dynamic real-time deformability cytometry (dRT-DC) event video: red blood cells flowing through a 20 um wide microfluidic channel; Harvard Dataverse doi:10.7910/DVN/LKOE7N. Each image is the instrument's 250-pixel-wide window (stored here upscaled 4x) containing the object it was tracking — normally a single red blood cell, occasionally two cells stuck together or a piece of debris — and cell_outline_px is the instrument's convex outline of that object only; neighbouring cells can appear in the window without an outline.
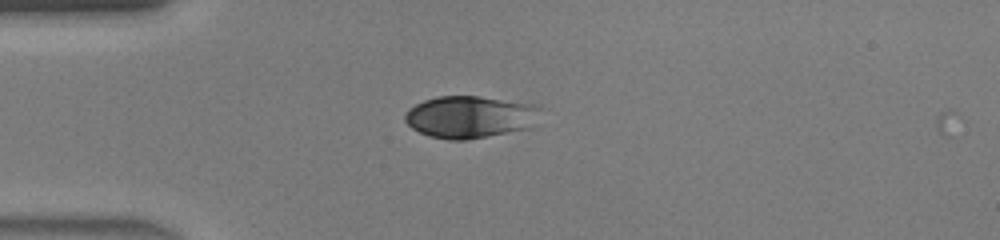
{"species": "human", "species_latin": "Homo sapiens", "temperature_condition": "warm", "stored_images_in_passage": 35, "camera_frame_rate_fps": 3000, "um_per_image_px": 0.085, "donor": {"sex": "male"}, "frame": {"image": 1, "passage_image": 1, "time_ms": 0.0, "image_size_px": [1000, 240], "cell_outline_px": [[540, 108], [532, 128], [464, 140], [448, 140], [428, 136], [412, 128], [404, 120], [404, 116], [408, 108], [424, 100], [436, 96], [480, 96], [540, 104]], "centroid_in_image_um": [39.96, 9.93], "position_along_channel_um": 45.0, "area_um2": 33.58}}
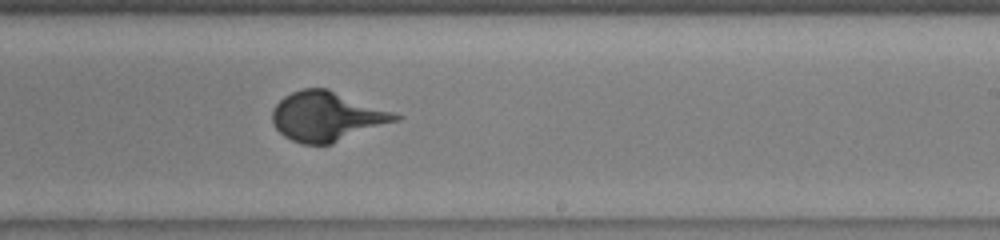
{"frame": {"image": 2, "passage_image": 17, "time_ms": 5.333, "image_size_px": [1000, 240], "cell_outline_px": [[400, 120], [332, 144], [304, 144], [292, 140], [284, 136], [272, 124], [272, 108], [284, 96], [292, 92], [304, 88], [328, 88], [392, 112], [400, 116]], "centroid_in_image_um": [27.75, 9.9], "position_along_channel_um": 261.2, "area_um2": 35.37}}
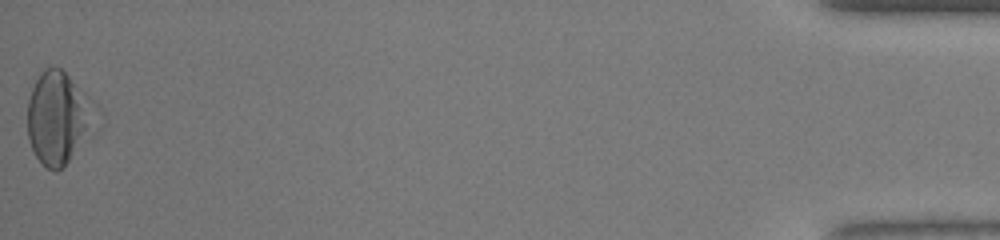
{"frame": {"image": 3, "passage_image": 35, "time_ms": 11.333, "image_size_px": [1000, 240], "cell_outline_px": [[104, 124], [56, 172], [48, 168], [36, 156], [32, 148], [28, 136], [28, 100], [32, 88], [40, 72], [44, 68], [52, 64], [60, 68], [104, 112]], "centroid_in_image_um": [5.11, 10.0], "position_along_channel_um": 430.1, "area_um2": 38.09}}